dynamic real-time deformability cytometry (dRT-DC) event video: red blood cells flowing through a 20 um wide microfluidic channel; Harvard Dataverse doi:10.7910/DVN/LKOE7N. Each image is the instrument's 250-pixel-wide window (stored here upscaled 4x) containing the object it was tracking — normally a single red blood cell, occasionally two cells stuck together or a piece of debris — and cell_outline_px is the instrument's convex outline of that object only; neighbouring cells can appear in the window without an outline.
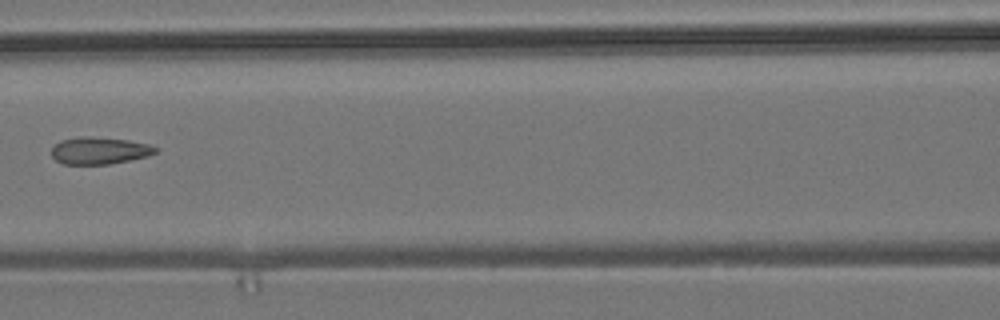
{"species": "common noctule bat (a hibernating species)", "species_latin": "Nyctalus noctula", "temperature_condition": "room temperature", "stored_images_in_passage": 6, "camera_frame_rate_fps": 3000, "um_per_image_px": 0.085, "animal": {"sex": "male", "body_mass_g": 19.2, "forearm_length_mm": 51.8}, "frame": {"image": 1, "passage_image": 6, "time_ms": 1.667, "image_size_px": [1000, 320], "cell_outline_px": [[160, 148], [156, 152], [148, 156], [108, 164], [64, 164], [56, 160], [52, 156], [52, 148], [60, 140], [80, 136], [92, 136], [128, 140], [148, 144]], "centroid_in_image_um": [8.45, 12.79], "position_along_channel_um": 158.1, "area_um2": 16.42}}